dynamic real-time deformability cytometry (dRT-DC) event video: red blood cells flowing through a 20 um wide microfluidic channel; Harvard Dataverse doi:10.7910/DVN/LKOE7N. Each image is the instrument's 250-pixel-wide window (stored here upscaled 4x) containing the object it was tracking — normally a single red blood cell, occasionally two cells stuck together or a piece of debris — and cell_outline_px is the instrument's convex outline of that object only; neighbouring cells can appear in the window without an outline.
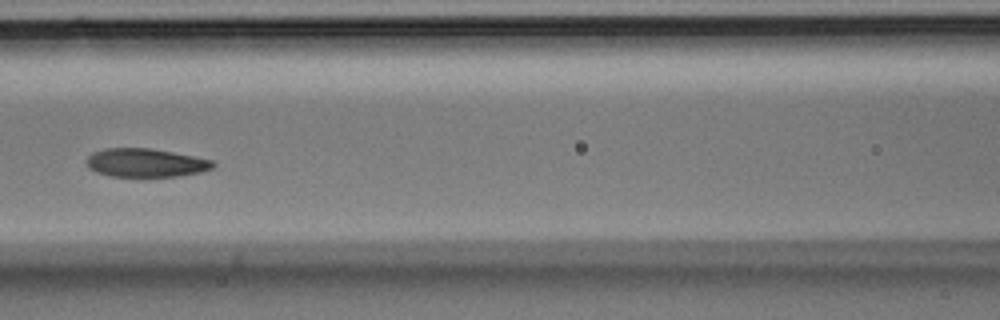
{"species": "Egyptian fruit bat (a non-hibernating species)", "species_latin": "Rousettus aegyptiacus", "temperature_condition": "room temperature", "stored_images_in_passage": 6, "camera_frame_rate_fps": 3000, "um_per_image_px": 0.085, "animal": {"sex": "male"}, "frame": {"image": 1, "passage_image": 6, "time_ms": 1.667, "image_size_px": [1000, 320], "cell_outline_px": [[216, 164], [212, 168], [200, 172], [176, 176], [112, 176], [96, 172], [88, 168], [84, 160], [92, 152], [104, 148], [152, 148], [212, 160]], "centroid_in_image_um": [12.32, 13.82], "position_along_channel_um": 154.3, "area_um2": 20.98}}